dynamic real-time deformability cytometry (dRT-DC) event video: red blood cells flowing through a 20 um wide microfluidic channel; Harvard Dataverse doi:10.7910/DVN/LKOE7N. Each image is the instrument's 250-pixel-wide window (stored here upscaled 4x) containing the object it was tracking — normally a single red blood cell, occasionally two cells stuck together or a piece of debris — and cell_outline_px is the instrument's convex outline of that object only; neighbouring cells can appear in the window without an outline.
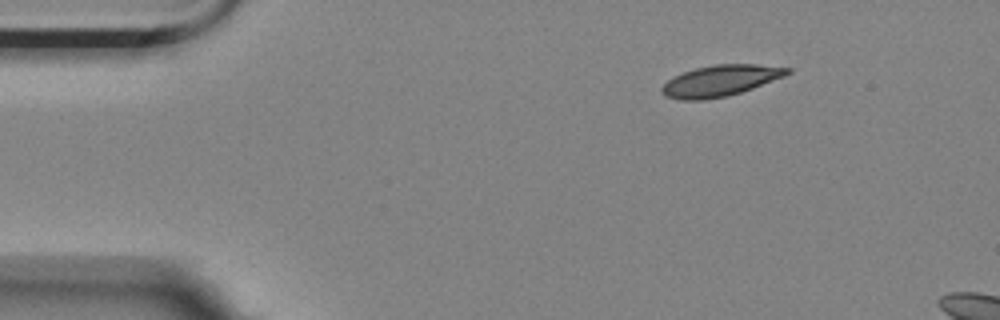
{"species": "Egyptian fruit bat (a non-hibernating species)", "species_latin": "Rousettus aegyptiacus", "temperature_condition": "room temperature", "stored_images_in_passage": 4, "camera_frame_rate_fps": 3000, "um_per_image_px": 0.085, "animal": {"sex": "female"}, "frame": {"image": 1, "passage_image": 1, "time_ms": 0.0, "image_size_px": [1000, 320], "cell_outline_px": [[792, 72], [784, 76], [752, 88], [728, 96], [704, 100], [680, 100], [664, 96], [660, 92], [660, 88], [672, 76], [696, 68], [716, 64], [756, 64], [792, 68]], "centroid_in_image_um": [61.2, 6.86], "position_along_channel_um": 23.8, "area_um2": 22.77}}